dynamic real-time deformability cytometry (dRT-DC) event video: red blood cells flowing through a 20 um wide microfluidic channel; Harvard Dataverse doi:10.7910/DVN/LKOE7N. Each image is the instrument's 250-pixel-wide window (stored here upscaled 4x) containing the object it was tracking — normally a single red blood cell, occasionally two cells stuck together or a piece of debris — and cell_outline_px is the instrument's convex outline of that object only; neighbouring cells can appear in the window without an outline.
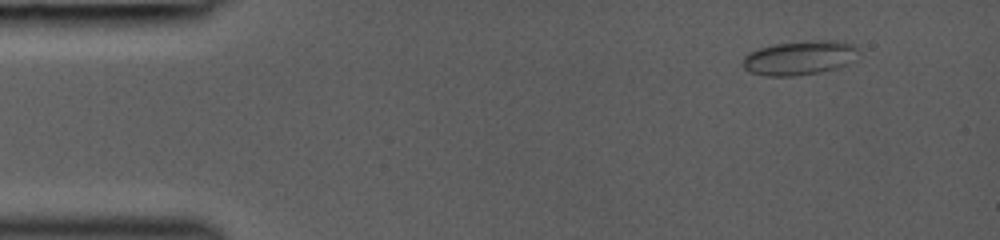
{"species": "common noctule bat (a hibernating species)", "species_latin": "Nyctalus noctula", "temperature_condition": "room temperature", "stored_images_in_passage": 41, "camera_frame_rate_fps": 3000, "um_per_image_px": 0.085, "animal": {"sex": "female", "body_mass_g": 19.0, "forearm_length_mm": 53.3}, "frame": {"image": 1, "passage_image": 1, "time_ms": 0.0, "image_size_px": [1000, 240], "cell_outline_px": [[860, 48], [848, 64], [836, 68], [820, 72], [792, 76], [764, 76], [752, 72], [744, 68], [744, 56], [748, 52], [772, 44], [816, 40], [844, 40], [856, 44]], "centroid_in_image_um": [68.0, 4.89], "position_along_channel_um": 17.0, "area_um2": 23.18}}
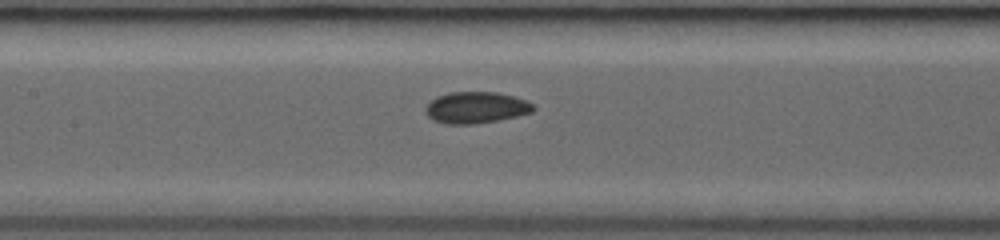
{"frame": {"image": 2, "passage_image": 18, "time_ms": 5.667, "image_size_px": [1000, 240], "cell_outline_px": [[536, 108], [532, 112], [500, 120], [472, 124], [444, 124], [432, 120], [424, 112], [424, 108], [436, 96], [452, 92], [496, 92], [512, 96], [524, 100], [532, 104]], "centroid_in_image_um": [40.42, 9.15], "position_along_channel_um": 167.0, "area_um2": 19.77}}
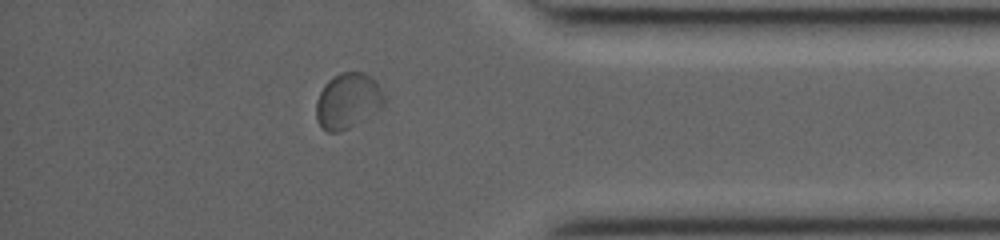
{"frame": {"image": 3, "passage_image": 35, "time_ms": 11.333, "image_size_px": [1000, 240], "cell_outline_px": [[384, 108], [364, 120], [340, 132], [328, 132], [320, 128], [316, 120], [316, 100], [324, 84], [328, 80], [340, 72], [364, 72], [372, 76], [376, 80], [384, 96]], "centroid_in_image_um": [29.57, 8.58], "position_along_channel_um": 405.6, "area_um2": 22.48}}